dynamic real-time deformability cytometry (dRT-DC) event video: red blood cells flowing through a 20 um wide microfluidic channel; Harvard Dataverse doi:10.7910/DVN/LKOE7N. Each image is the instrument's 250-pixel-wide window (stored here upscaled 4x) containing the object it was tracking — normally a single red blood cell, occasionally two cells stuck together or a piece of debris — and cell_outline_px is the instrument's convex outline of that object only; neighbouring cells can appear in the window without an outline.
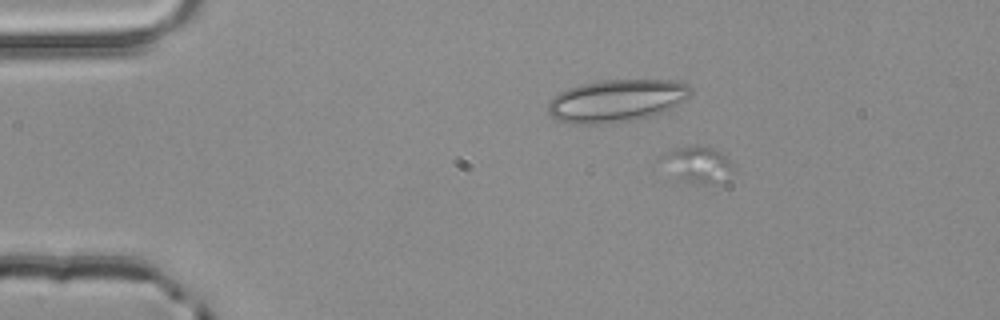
{"species": "common noctule bat (a hibernating species)", "species_latin": "Nyctalus noctula", "temperature_condition": "room temperature", "stored_images_in_passage": 5, "segment_of_instrument_passage": [1, 2], "camera_frame_rate_fps": 3000, "um_per_image_px": 0.085, "animal": {"sex": "male", "body_mass_g": 20.4}, "frame": {"image": 1, "passage_image": 3, "time_ms": 0.667, "image_size_px": [1000, 320], "cell_outline_px": [[732, 168], [724, 184], [704, 184], [676, 180], [652, 164], [664, 152], [676, 148], [696, 144], [716, 148], [732, 164]], "centroid_in_image_um": [59.1, 14.0], "position_along_channel_um": 25.9, "area_um2": 16.47}}